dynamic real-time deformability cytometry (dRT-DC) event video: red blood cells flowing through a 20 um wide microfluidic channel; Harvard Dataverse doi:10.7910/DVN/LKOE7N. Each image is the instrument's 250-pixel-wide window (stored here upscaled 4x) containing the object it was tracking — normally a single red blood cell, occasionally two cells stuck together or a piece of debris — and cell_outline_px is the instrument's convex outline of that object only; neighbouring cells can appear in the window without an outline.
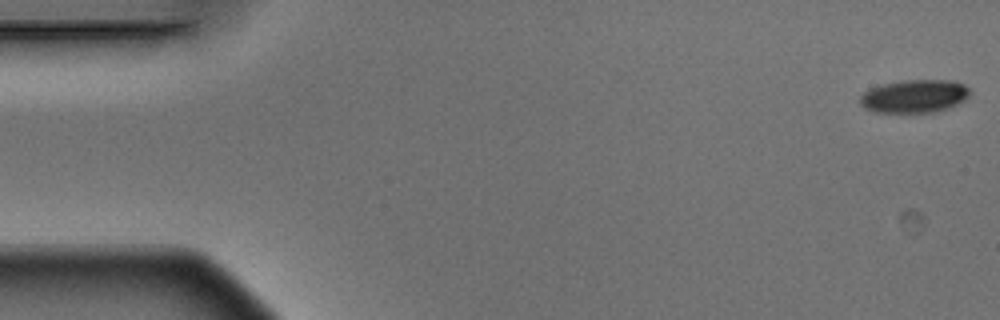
{"species": "Egyptian fruit bat (a non-hibernating species)", "species_latin": "Rousettus aegyptiacus", "temperature_condition": "warm", "stored_images_in_passage": 9, "camera_frame_rate_fps": 3000, "um_per_image_px": 0.085, "animal": {"sex": "male"}, "frame": {"image": 1, "passage_image": 1, "time_ms": 0.0, "image_size_px": [1000, 320], "cell_outline_px": [[972, 92], [964, 100], [956, 104], [936, 112], [876, 112], [864, 108], [860, 104], [860, 96], [868, 88], [880, 84], [904, 80], [952, 80], [964, 84]], "centroid_in_image_um": [77.7, 8.16], "position_along_channel_um": 7.3, "area_um2": 21.27}}
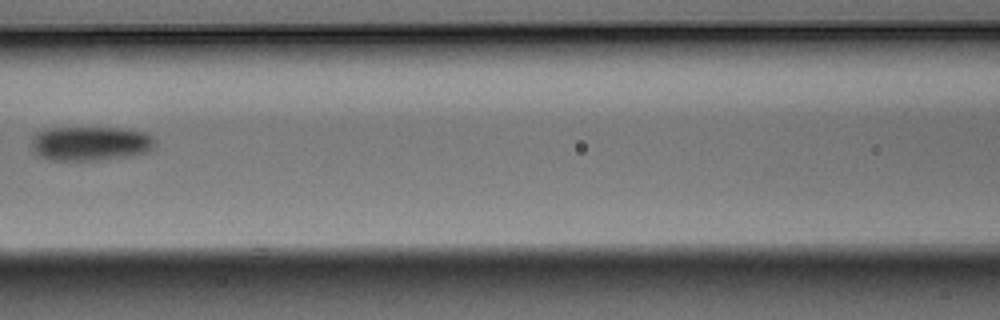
{"frame": {"image": 2, "passage_image": 7, "time_ms": 2.0, "image_size_px": [1000, 320], "cell_outline_px": [[156, 144], [148, 152], [128, 156], [100, 160], [48, 160], [40, 156], [32, 148], [32, 136], [36, 132], [48, 128], [120, 128], [144, 132], [152, 136], [156, 140]], "centroid_in_image_um": [7.69, 12.19], "position_along_channel_um": 158.9, "area_um2": 24.8}}
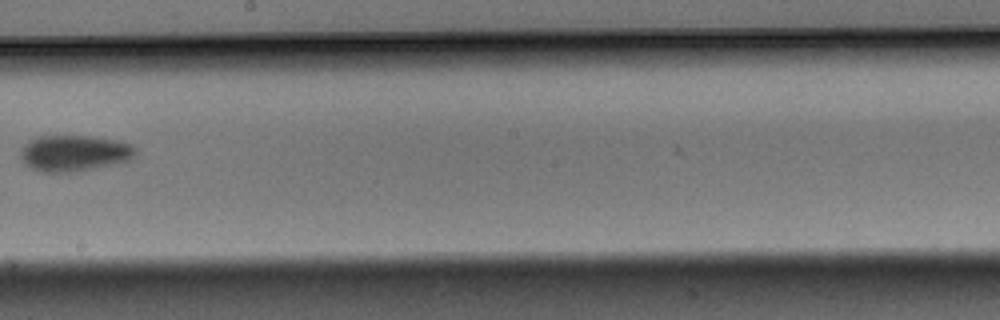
{"frame": {"image": 3, "passage_image": 9, "time_ms": 2.667, "image_size_px": [1000, 320], "cell_outline_px": [[136, 152], [132, 160], [120, 164], [72, 172], [40, 172], [24, 164], [20, 160], [20, 156], [24, 148], [32, 140], [40, 136], [88, 136], [116, 140], [132, 144], [136, 148]], "centroid_in_image_um": [6.38, 13.04], "position_along_channel_um": 241.8, "area_um2": 24.28}}